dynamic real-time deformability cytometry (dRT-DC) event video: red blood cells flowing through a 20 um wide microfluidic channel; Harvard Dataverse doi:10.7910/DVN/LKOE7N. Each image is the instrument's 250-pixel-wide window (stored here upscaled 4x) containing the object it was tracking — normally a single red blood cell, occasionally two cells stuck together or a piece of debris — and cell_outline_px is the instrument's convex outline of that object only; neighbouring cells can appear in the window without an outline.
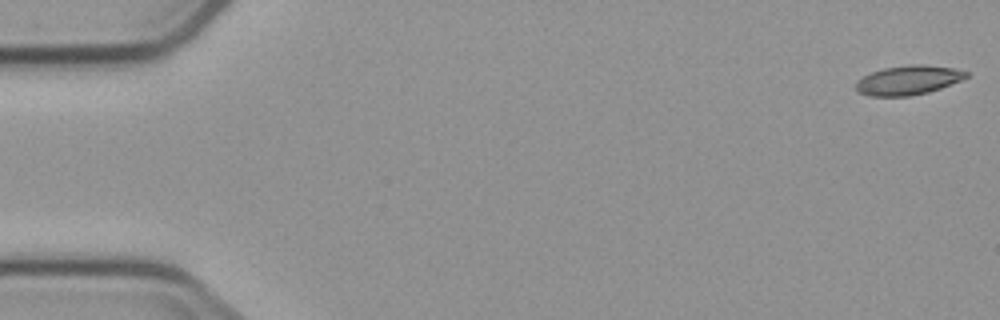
{"species": "common noctule bat (a hibernating species)", "species_latin": "Nyctalus noctula", "temperature_condition": "cold", "stored_images_in_passage": 9, "camera_frame_rate_fps": 3000, "um_per_image_px": 0.085, "animal": {"sex": "male", "body_mass_g": 23.1, "forearm_length_mm": 52.7}, "frame": {"image": 1, "passage_image": 1, "time_ms": 0.0, "image_size_px": [1000, 320], "cell_outline_px": [[968, 76], [960, 80], [940, 88], [928, 92], [908, 96], [868, 96], [860, 92], [856, 88], [856, 80], [872, 72], [884, 68], [912, 64], [924, 64], [952, 68], [968, 72]], "centroid_in_image_um": [77.18, 6.81], "position_along_channel_um": 7.8, "area_um2": 18.61}}
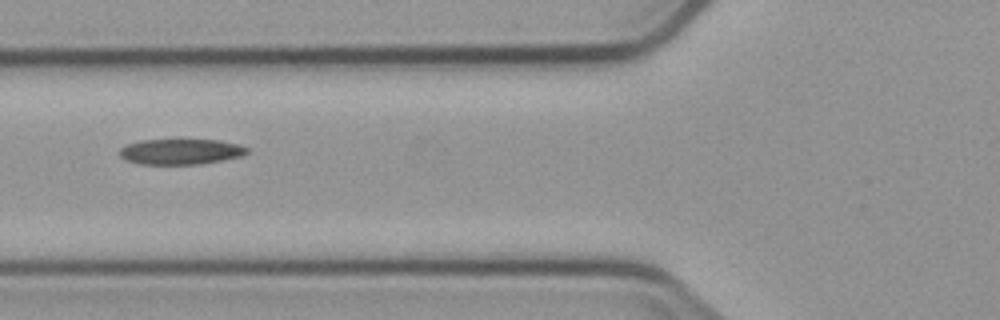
{"frame": {"image": 2, "passage_image": 7, "time_ms": 6.667, "image_size_px": [1000, 320], "cell_outline_px": [[248, 152], [244, 156], [224, 160], [200, 164], [140, 164], [124, 160], [120, 156], [120, 148], [124, 144], [140, 140], [220, 140], [240, 144], [248, 148]], "centroid_in_image_um": [15.37, 12.89], "position_along_channel_um": 110.4, "area_um2": 19.25}}
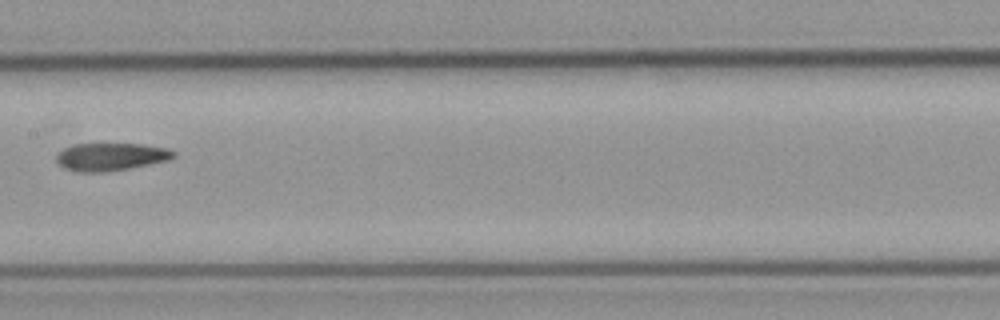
{"frame": {"image": 3, "passage_image": 9, "time_ms": 9.0, "image_size_px": [1000, 320], "cell_outline_px": [[176, 156], [168, 160], [128, 168], [100, 172], [76, 172], [64, 168], [56, 164], [56, 156], [64, 148], [72, 144], [140, 144], [168, 148], [176, 152]], "centroid_in_image_um": [9.39, 13.32], "position_along_channel_um": 198.0, "area_um2": 18.9}}